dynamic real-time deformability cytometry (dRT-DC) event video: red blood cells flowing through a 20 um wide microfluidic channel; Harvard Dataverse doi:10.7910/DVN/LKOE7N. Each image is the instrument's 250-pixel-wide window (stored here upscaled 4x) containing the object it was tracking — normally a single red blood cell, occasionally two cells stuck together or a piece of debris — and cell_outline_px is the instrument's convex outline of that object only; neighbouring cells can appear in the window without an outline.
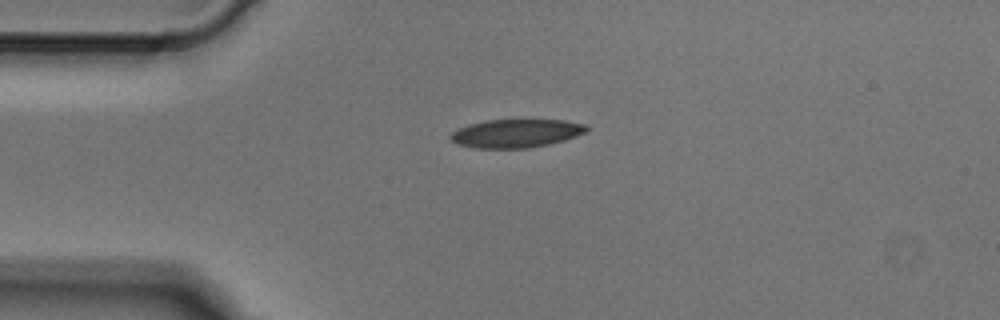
{"species": "Egyptian fruit bat (a non-hibernating species)", "species_latin": "Rousettus aegyptiacus", "temperature_condition": "cold", "stored_images_in_passage": 2, "camera_frame_rate_fps": 3000, "um_per_image_px": 0.085, "animal": {"sex": "male"}, "frame": {"image": 1, "passage_image": 1, "time_ms": 0.0, "image_size_px": [1000, 320], "cell_outline_px": [[588, 128], [584, 132], [576, 136], [564, 140], [548, 144], [528, 148], [476, 148], [456, 144], [448, 136], [456, 128], [468, 124], [488, 120], [564, 120], [584, 124]], "centroid_in_image_um": [43.81, 11.33], "position_along_channel_um": 41.2, "area_um2": 22.43}}